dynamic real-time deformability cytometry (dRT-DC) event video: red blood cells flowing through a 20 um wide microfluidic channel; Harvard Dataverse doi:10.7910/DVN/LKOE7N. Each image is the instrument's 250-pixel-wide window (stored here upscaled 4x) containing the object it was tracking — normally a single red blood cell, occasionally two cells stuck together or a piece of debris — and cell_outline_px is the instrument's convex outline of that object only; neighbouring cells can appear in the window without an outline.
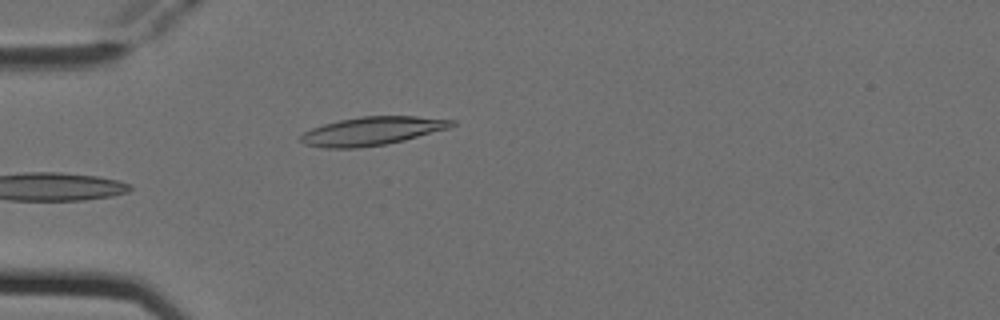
{"species": "Egyptian fruit bat (a non-hibernating species)", "species_latin": "Rousettus aegyptiacus", "temperature_condition": "cold", "stored_images_in_passage": 3, "camera_frame_rate_fps": 3000, "um_per_image_px": 0.085, "animal": {"sex": "female"}, "frame": {"image": 1, "passage_image": 3, "time_ms": 0.667, "image_size_px": [1000, 320], "cell_outline_px": [[456, 124], [448, 128], [404, 140], [384, 144], [360, 148], [324, 148], [304, 144], [300, 140], [300, 136], [304, 132], [312, 128], [324, 124], [340, 120], [360, 116], [416, 116], [456, 120]], "centroid_in_image_um": [31.62, 11.13], "position_along_channel_um": 53.4, "area_um2": 24.91}}